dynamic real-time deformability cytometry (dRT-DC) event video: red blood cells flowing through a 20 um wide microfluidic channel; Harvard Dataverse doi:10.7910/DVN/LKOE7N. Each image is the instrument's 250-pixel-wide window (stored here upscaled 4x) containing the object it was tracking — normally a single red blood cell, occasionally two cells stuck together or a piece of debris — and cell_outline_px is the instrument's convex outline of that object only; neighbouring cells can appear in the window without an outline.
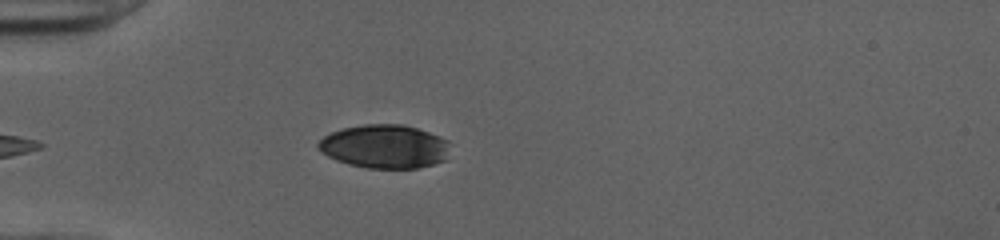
{"species": "human", "species_latin": "Homo sapiens", "temperature_condition": "cold", "stored_images_in_passage": 37, "camera_frame_rate_fps": 3000, "um_per_image_px": 0.085, "donor": {"sex": "female"}, "frame": {"image": 1, "passage_image": 1, "time_ms": 0.0, "image_size_px": [1000, 240], "cell_outline_px": [[448, 160], [416, 168], [368, 168], [348, 164], [336, 160], [328, 156], [316, 148], [316, 144], [324, 136], [332, 132], [344, 128], [364, 124], [404, 124], [440, 136], [448, 140]], "centroid_in_image_um": [32.7, 12.45], "position_along_channel_um": 52.3, "area_um2": 33.58}}
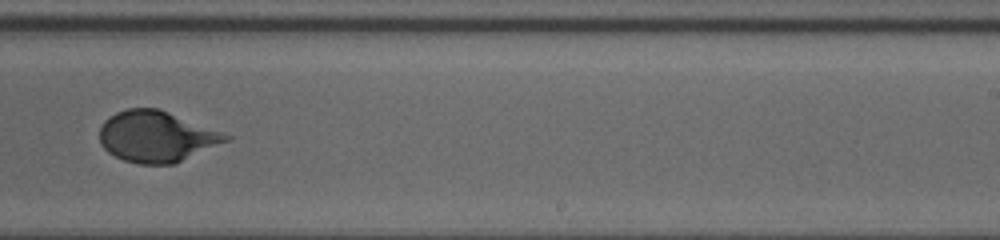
{"frame": {"image": 2, "passage_image": 19, "time_ms": 6.0, "image_size_px": [1000, 240], "cell_outline_px": [[232, 136], [228, 140], [176, 164], [140, 164], [124, 160], [108, 152], [100, 144], [100, 128], [104, 120], [116, 112], [128, 108], [156, 108], [168, 112]], "centroid_in_image_um": [13.27, 11.61], "position_along_channel_um": 275.7, "area_um2": 37.17}}
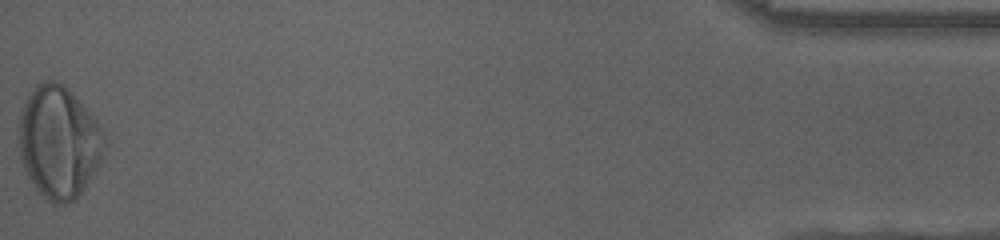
{"frame": {"image": 3, "passage_image": 37, "time_ms": 12.0, "image_size_px": [1000, 240], "cell_outline_px": [[108, 144], [104, 156], [84, 188], [76, 200], [68, 204], [52, 204], [44, 200], [28, 176], [24, 168], [20, 156], [16, 132], [16, 128], [20, 108], [28, 92], [36, 84], [44, 80], [56, 80], [64, 84], [72, 92], [96, 120]], "centroid_in_image_um": [4.96, 12.07], "position_along_channel_um": 430.2, "area_um2": 57.28}, "authors_computed_cell_mechanics": {"area_um2": 37.3388, "velocity_mm_per_s": 4.0051, "shape_relaxation_time_tau1_ms": 2.6834, "shape_relaxation_time_tau2_ms": null, "deformation_change_tau1": 0.1429, "deformation_change_tau2": null}}